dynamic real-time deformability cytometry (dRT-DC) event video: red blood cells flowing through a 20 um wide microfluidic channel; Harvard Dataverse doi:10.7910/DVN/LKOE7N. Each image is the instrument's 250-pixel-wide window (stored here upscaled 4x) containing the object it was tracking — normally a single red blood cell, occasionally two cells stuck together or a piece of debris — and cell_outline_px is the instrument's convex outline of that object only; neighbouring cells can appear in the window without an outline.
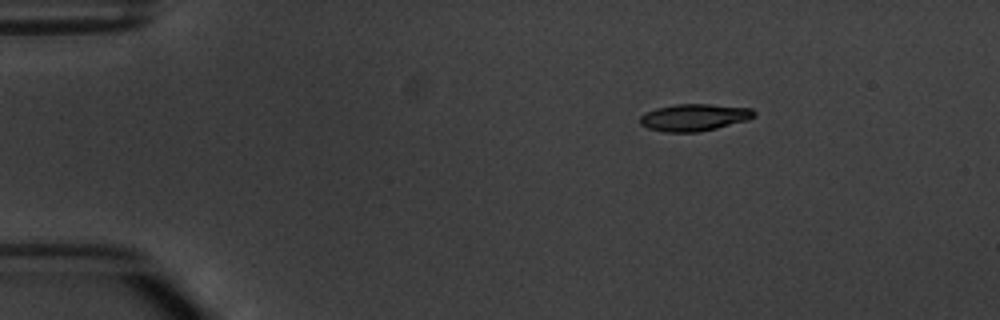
{"species": "common noctule bat (a hibernating species)", "species_latin": "Nyctalus noctula", "temperature_condition": "warm", "stored_images_in_passage": 3, "camera_frame_rate_fps": 3000, "um_per_image_px": 0.085, "animal": {"sex": "male", "body_mass_g": 20.1, "forearm_length_mm": 53.5}, "frame": {"image": 1, "passage_image": 1, "time_ms": 0.0, "image_size_px": [1000, 320], "cell_outline_px": [[756, 116], [748, 120], [716, 128], [696, 132], [664, 132], [648, 128], [640, 124], [640, 116], [644, 112], [656, 108], [676, 104], [712, 104], [752, 108], [756, 112]], "centroid_in_image_um": [59.01, 9.97], "position_along_channel_um": 26.0, "area_um2": 18.09}}